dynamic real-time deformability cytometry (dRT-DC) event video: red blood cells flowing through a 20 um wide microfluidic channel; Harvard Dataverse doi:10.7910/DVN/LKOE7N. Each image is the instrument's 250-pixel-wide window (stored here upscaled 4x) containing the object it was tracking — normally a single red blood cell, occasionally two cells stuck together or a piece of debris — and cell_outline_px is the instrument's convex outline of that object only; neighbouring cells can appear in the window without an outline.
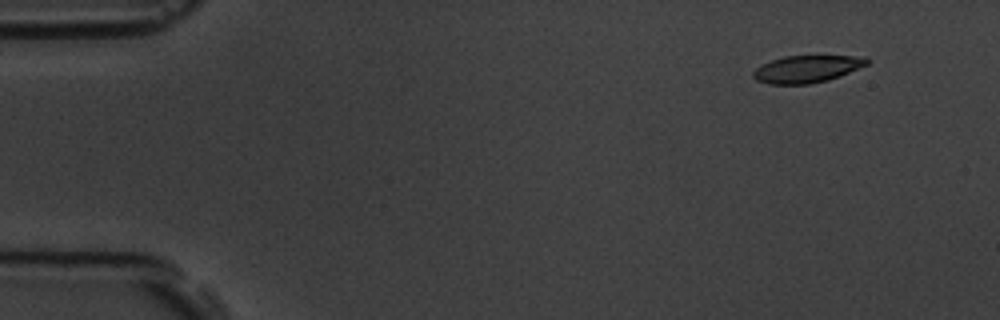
{"species": "common noctule bat (a hibernating species)", "species_latin": "Nyctalus noctula", "temperature_condition": "room temperature", "stored_images_in_passage": 10, "camera_frame_rate_fps": 3000, "um_per_image_px": 0.085, "animal": {"sex": "male", "body_mass_g": 19.5, "forearm_length_mm": 54.6}, "frame": {"image": 1, "passage_image": 1, "time_ms": 0.0, "image_size_px": [1000, 320], "cell_outline_px": [[868, 64], [840, 76], [828, 80], [808, 84], [768, 84], [756, 80], [752, 76], [752, 72], [756, 68], [772, 60], [784, 56], [868, 56]], "centroid_in_image_um": [68.59, 5.86], "position_along_channel_um": 16.4, "area_um2": 17.98}}
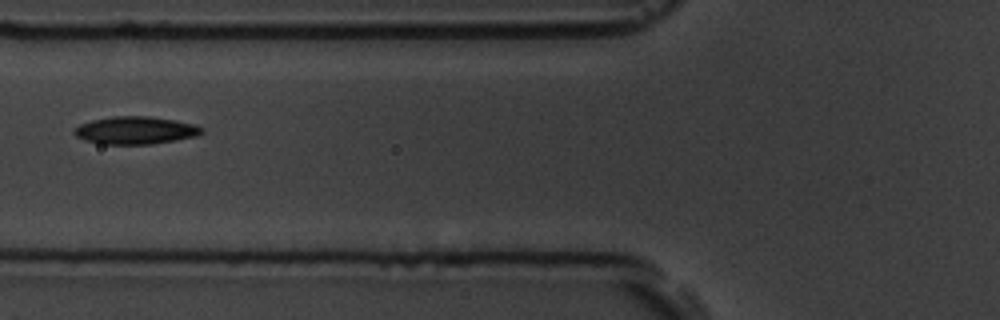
{"frame": {"image": 2, "passage_image": 6, "time_ms": 5.667, "image_size_px": [1000, 320], "cell_outline_px": [[204, 132], [200, 136], [152, 144], [104, 144], [84, 140], [76, 136], [72, 132], [72, 128], [80, 124], [92, 120], [112, 116], [148, 116], [196, 124], [204, 128]], "centroid_in_image_um": [11.53, 11.08], "position_along_channel_um": 114.3, "area_um2": 20.75}}
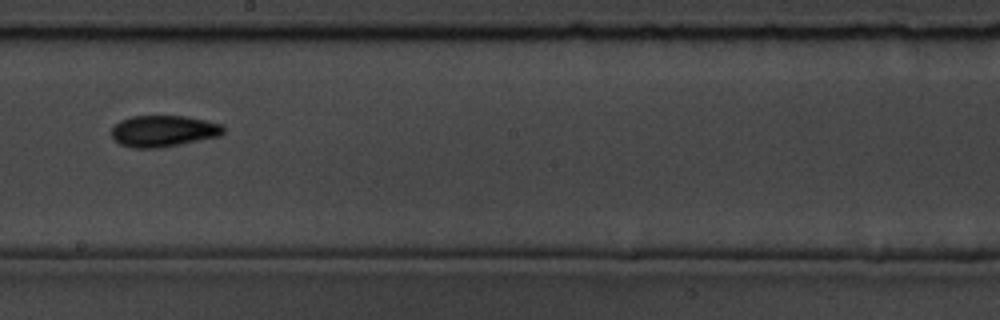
{"frame": {"image": 3, "passage_image": 9, "time_ms": 9.0, "image_size_px": [1000, 320], "cell_outline_px": [[224, 132], [220, 136], [160, 148], [132, 148], [120, 144], [108, 132], [120, 120], [132, 116], [184, 116], [224, 124]], "centroid_in_image_um": [13.88, 11.14], "position_along_channel_um": 234.3, "area_um2": 20.58}}